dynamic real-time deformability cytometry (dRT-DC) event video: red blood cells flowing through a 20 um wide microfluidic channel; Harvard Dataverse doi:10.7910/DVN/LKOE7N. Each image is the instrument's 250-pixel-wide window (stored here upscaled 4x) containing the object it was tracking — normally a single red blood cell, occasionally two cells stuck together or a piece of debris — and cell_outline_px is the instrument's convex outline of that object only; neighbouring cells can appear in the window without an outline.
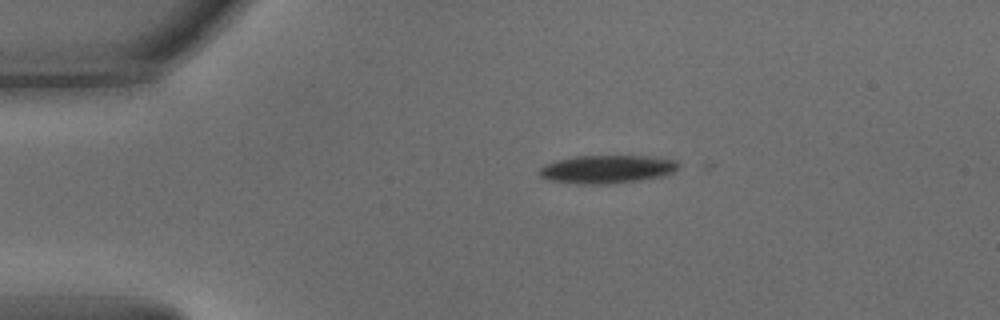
{"species": "common noctule bat (a hibernating species)", "species_latin": "Nyctalus noctula", "temperature_condition": "warm", "stored_images_in_passage": 5, "camera_frame_rate_fps": 3000, "um_per_image_px": 0.085, "animal": {"sex": "male", "body_mass_g": 15.6}, "frame": {"image": 1, "passage_image": 1, "time_ms": 0.0, "image_size_px": [1000, 320], "cell_outline_px": [[680, 168], [672, 172], [660, 176], [640, 180], [608, 184], [576, 184], [548, 180], [540, 176], [540, 168], [544, 164], [556, 160], [572, 156], [644, 156], [676, 160], [680, 164]], "centroid_in_image_um": [51.56, 14.38], "position_along_channel_um": 33.4, "area_um2": 22.89}}